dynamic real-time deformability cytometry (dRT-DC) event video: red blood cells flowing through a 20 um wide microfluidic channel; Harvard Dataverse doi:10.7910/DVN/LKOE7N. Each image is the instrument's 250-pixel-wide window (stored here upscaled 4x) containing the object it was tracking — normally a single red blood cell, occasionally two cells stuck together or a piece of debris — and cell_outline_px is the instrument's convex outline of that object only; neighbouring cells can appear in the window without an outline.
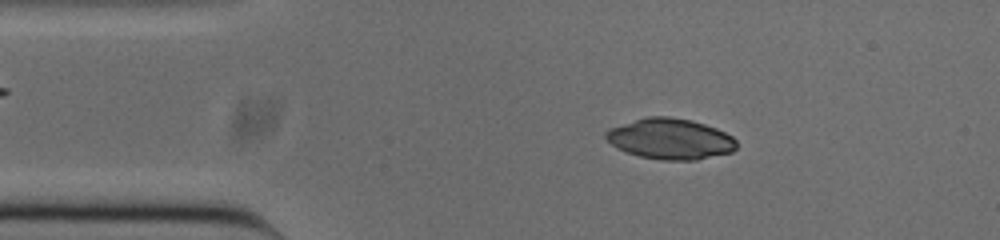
{"species": "common noctule bat (a hibernating species)", "species_latin": "Nyctalus noctula", "temperature_condition": "cold", "stored_images_in_passage": 51, "camera_frame_rate_fps": 3000, "um_per_image_px": 0.085, "animal": {"sex": "male", "body_mass_g": 20.0, "forearm_length_mm": 53.3}, "frame": {"image": 1, "passage_image": 8, "time_ms": 2.333, "image_size_px": [1000, 240], "cell_outline_px": [[736, 148], [732, 152], [696, 160], [660, 160], [640, 156], [616, 148], [604, 136], [604, 132], [608, 128], [648, 116], [668, 116], [692, 120], [716, 128], [732, 136], [736, 140]], "centroid_in_image_um": [56.97, 11.8], "position_along_channel_um": 28.0, "area_um2": 31.04}}